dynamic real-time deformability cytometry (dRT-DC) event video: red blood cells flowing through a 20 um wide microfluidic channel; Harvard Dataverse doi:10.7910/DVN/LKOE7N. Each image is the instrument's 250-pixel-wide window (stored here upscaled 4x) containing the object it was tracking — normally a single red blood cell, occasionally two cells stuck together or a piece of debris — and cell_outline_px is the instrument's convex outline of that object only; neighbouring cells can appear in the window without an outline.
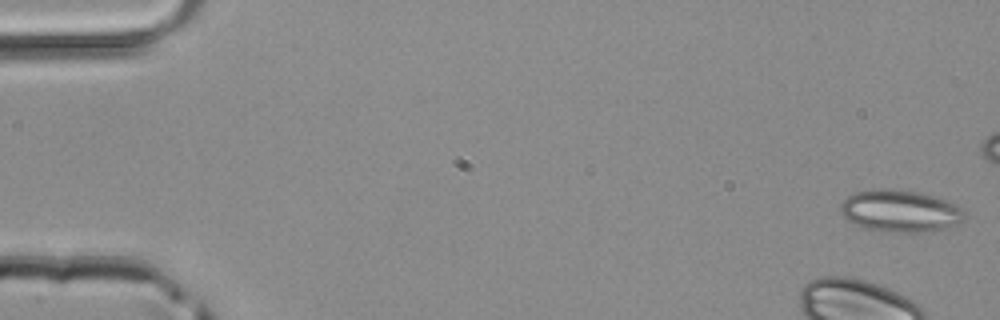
{"species": "common noctule bat (a hibernating species)", "species_latin": "Nyctalus noctula", "temperature_condition": "room temperature", "stored_images_in_passage": 48, "camera_frame_rate_fps": 3000, "um_per_image_px": 0.085, "animal": {"sex": "male", "body_mass_g": 20.4}, "frame": {"image": 1, "passage_image": 1, "time_ms": 0.0, "image_size_px": [1000, 320], "cell_outline_px": [[964, 220], [960, 224], [944, 228], [924, 232], [876, 232], [864, 228], [848, 220], [840, 212], [840, 204], [848, 196], [856, 192], [880, 188], [888, 188], [920, 192], [936, 196], [948, 200], [956, 204], [964, 212]], "centroid_in_image_um": [76.52, 17.94], "position_along_channel_um": 8.5, "area_um2": 30.75}}